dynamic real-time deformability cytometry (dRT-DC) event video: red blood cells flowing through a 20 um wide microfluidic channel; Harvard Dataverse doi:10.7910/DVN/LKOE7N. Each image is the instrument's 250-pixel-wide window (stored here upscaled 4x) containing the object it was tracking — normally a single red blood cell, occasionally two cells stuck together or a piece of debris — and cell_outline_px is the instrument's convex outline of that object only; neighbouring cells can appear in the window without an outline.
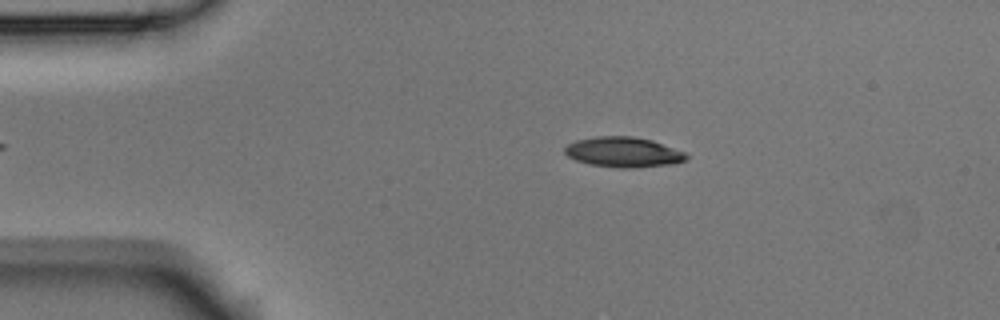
{"species": "Egyptian fruit bat (a non-hibernating species)", "species_latin": "Rousettus aegyptiacus", "temperature_condition": "room temperature", "stored_images_in_passage": 6, "camera_frame_rate_fps": 3000, "um_per_image_px": 0.085, "animal": {"sex": "male"}, "frame": {"image": 1, "passage_image": 3, "time_ms": 0.667, "image_size_px": [1000, 320], "cell_outline_px": [[688, 160], [676, 164], [632, 168], [620, 168], [588, 164], [576, 160], [568, 156], [564, 152], [564, 148], [568, 144], [576, 140], [596, 136], [632, 136], [652, 140], [684, 152], [688, 156]], "centroid_in_image_um": [53.0, 12.94], "position_along_channel_um": 32.0, "area_um2": 21.5}}
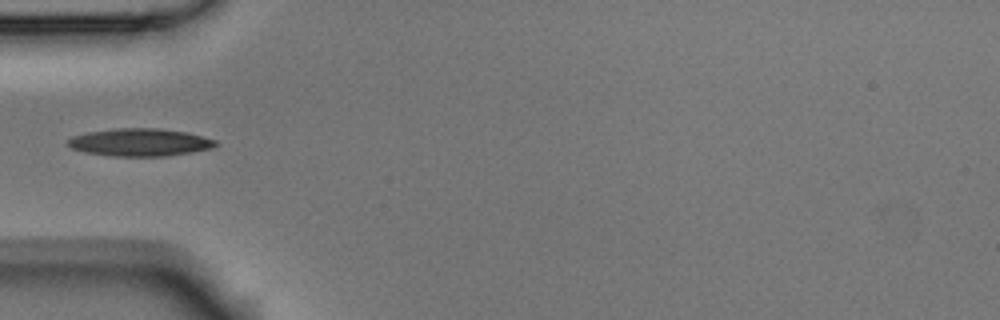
{"frame": {"image": 2, "passage_image": 5, "time_ms": 1.333, "image_size_px": [1000, 320], "cell_outline_px": [[220, 144], [212, 148], [192, 152], [164, 156], [112, 156], [84, 152], [72, 148], [64, 144], [72, 136], [88, 132], [120, 128], [156, 128], [184, 132], [216, 140]], "centroid_in_image_um": [11.87, 12.1], "position_along_channel_um": 73.1, "area_um2": 23.7}}
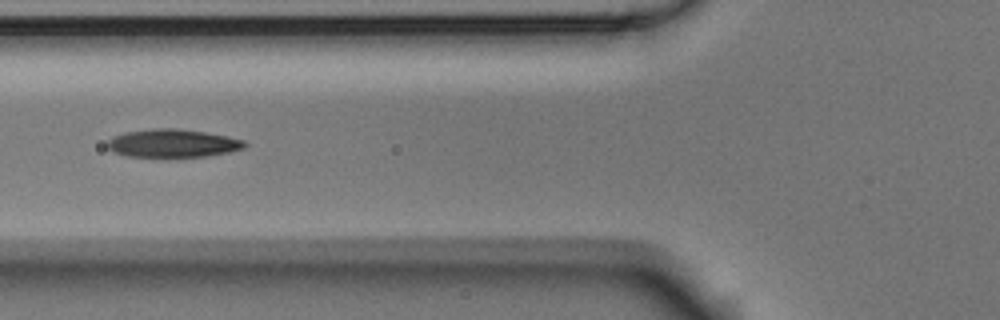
{"frame": {"image": 3, "passage_image": 6, "time_ms": 1.667, "image_size_px": [1000, 320], "cell_outline_px": [[248, 144], [244, 148], [228, 152], [208, 156], [168, 160], [124, 156], [112, 152], [108, 148], [108, 140], [112, 136], [124, 132], [156, 128], [176, 128], [204, 132], [228, 136], [244, 140]], "centroid_in_image_um": [14.64, 12.23], "position_along_channel_um": 111.2, "area_um2": 23.64}}